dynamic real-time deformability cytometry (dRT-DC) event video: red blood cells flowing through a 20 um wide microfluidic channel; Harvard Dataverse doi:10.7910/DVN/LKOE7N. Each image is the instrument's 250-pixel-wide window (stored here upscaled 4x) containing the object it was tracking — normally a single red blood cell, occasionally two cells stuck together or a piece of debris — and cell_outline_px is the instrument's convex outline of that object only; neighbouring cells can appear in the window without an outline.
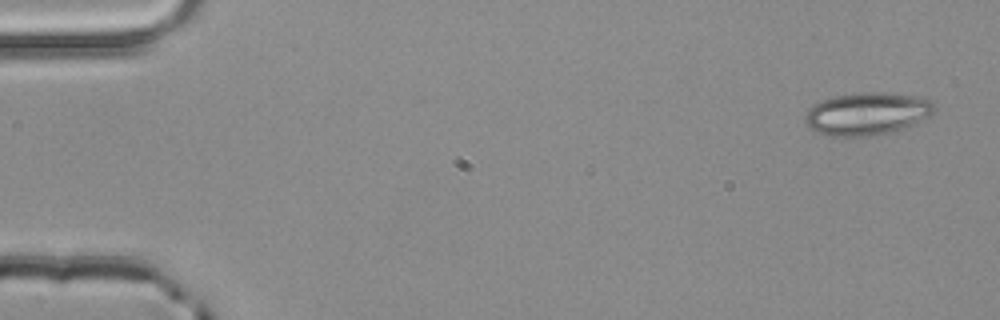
{"species": "common noctule bat (a hibernating species)", "species_latin": "Nyctalus noctula", "temperature_condition": "room temperature", "stored_images_in_passage": 4, "camera_frame_rate_fps": 3000, "um_per_image_px": 0.085, "animal": {"sex": "male", "body_mass_g": 20.4}, "frame": {"image": 1, "passage_image": 1, "time_ms": 0.0, "image_size_px": [1000, 320], "cell_outline_px": [[936, 112], [904, 128], [888, 132], [868, 136], [828, 136], [816, 132], [808, 128], [804, 120], [804, 116], [808, 108], [820, 100], [832, 96], [860, 92], [880, 92], [924, 96], [932, 100], [936, 108]], "centroid_in_image_um": [73.68, 9.64], "position_along_channel_um": 11.3, "area_um2": 32.54}}